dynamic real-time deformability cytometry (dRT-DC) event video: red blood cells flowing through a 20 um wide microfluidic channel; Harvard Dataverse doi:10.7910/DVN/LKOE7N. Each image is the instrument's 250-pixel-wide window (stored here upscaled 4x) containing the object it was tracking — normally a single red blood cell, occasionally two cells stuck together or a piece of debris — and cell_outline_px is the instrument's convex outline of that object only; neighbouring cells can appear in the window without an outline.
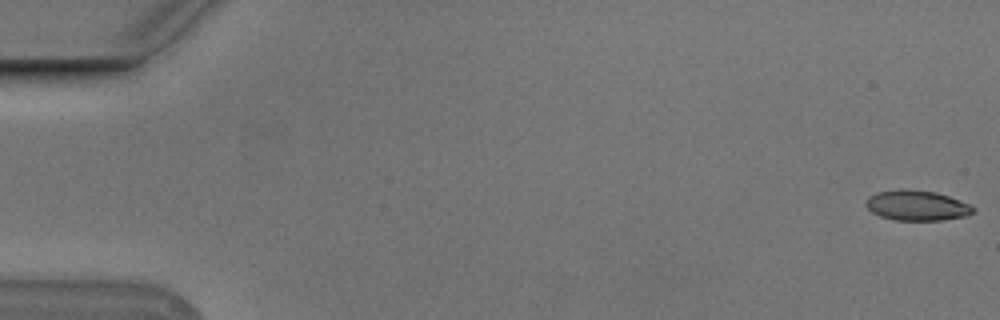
{"species": "Egyptian fruit bat (a non-hibernating species)", "species_latin": "Rousettus aegyptiacus", "temperature_condition": "cold", "stored_images_in_passage": 55, "camera_frame_rate_fps": 3000, "um_per_image_px": 0.085, "animal": {"sex": "male"}, "frame": {"image": 1, "passage_image": 1, "time_ms": 0.0, "image_size_px": [1000, 320], "cell_outline_px": [[976, 208], [972, 212], [964, 216], [940, 220], [892, 220], [880, 216], [872, 212], [864, 204], [868, 196], [880, 192], [900, 188], [904, 188], [936, 192], [948, 196], [968, 204]], "centroid_in_image_um": [77.88, 17.46], "position_along_channel_um": 7.1, "area_um2": 18.79}}
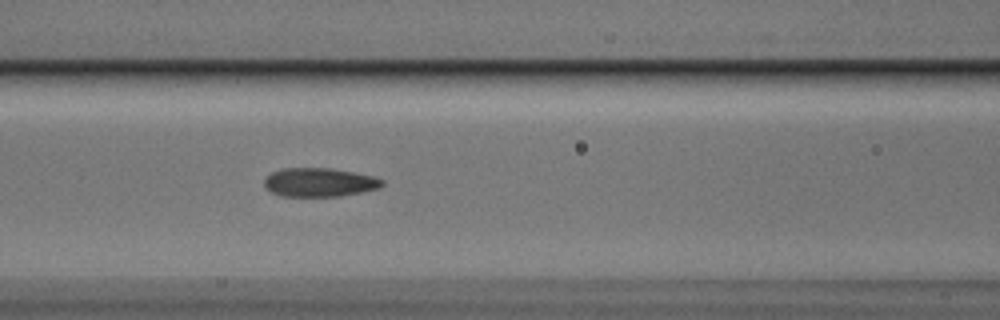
{"frame": {"image": 2, "passage_image": 24, "time_ms": 7.667, "image_size_px": [1000, 320], "cell_outline_px": [[384, 184], [380, 188], [340, 196], [280, 196], [264, 188], [264, 180], [272, 172], [280, 168], [332, 168], [372, 176], [384, 180]], "centroid_in_image_um": [27.13, 15.5], "position_along_channel_um": 139.5, "area_um2": 19.77}}
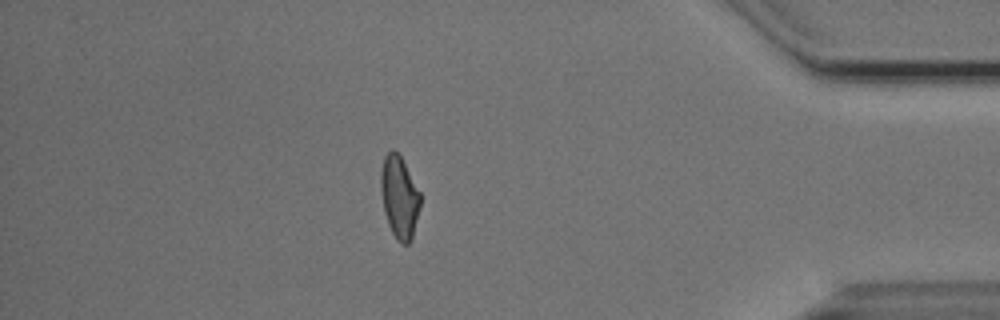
{"frame": {"image": 3, "passage_image": 48, "time_ms": 15.667, "image_size_px": [1000, 320], "cell_outline_px": [[420, 204], [412, 240], [408, 244], [404, 244], [396, 240], [388, 224], [384, 212], [380, 188], [380, 172], [384, 156], [392, 148], [400, 156], [420, 192]], "centroid_in_image_um": [33.93, 16.77], "position_along_channel_um": 401.3, "area_um2": 18.9}, "authors_computed_cell_mechanics": {"area_um2": 19.3052, "velocity_mm_per_s": 3.7568, "shape_relaxation_time_tau1_ms": 6.3952, "shape_relaxation_time_tau2_ms": 1.6892, "deformation_change_tau1": 0.1633, "deformation_change_tau2": 0.0773}}